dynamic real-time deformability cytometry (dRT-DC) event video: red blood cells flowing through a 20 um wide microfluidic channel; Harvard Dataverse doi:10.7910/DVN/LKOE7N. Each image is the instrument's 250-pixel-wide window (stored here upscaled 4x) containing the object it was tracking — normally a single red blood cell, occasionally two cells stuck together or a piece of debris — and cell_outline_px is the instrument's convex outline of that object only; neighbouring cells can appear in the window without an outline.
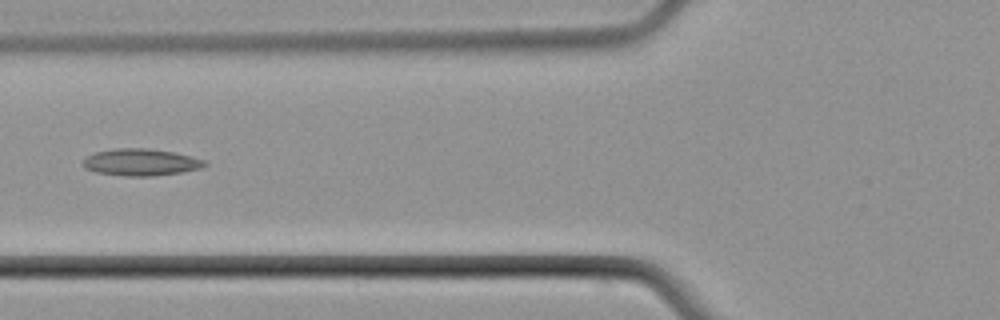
{"species": "common noctule bat (a hibernating species)", "species_latin": "Nyctalus noctula", "temperature_condition": "cold", "stored_images_in_passage": 5, "camera_frame_rate_fps": 3000, "um_per_image_px": 0.085, "animal": {"sex": "male", "body_mass_g": 21.5, "forearm_length_mm": 52.0}, "frame": {"image": 1, "passage_image": 5, "time_ms": 4.667, "image_size_px": [1000, 320], "cell_outline_px": [[208, 164], [200, 168], [180, 172], [152, 176], [124, 176], [96, 172], [84, 168], [84, 160], [88, 156], [96, 152], [116, 148], [148, 148], [172, 152], [204, 160]], "centroid_in_image_um": [11.95, 13.79], "position_along_channel_um": 113.8, "area_um2": 18.79}}